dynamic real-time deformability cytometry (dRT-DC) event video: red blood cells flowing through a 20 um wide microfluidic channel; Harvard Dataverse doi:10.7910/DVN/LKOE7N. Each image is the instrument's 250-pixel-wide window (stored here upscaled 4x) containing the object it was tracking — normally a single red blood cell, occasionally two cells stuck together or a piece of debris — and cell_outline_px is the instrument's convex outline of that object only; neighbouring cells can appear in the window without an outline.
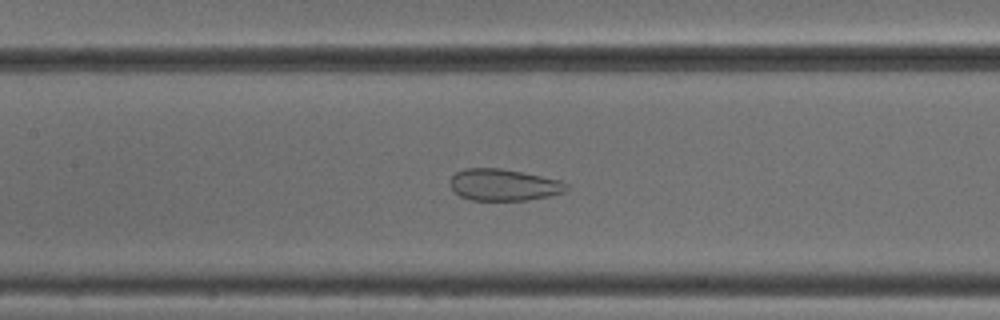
{"species": "common noctule bat (a hibernating species)", "species_latin": "Nyctalus noctula", "temperature_condition": "cold", "stored_images_in_passage": 39, "camera_frame_rate_fps": 3000, "um_per_image_px": 0.085, "animal": {"sex": "male", "body_mass_g": 18.8}, "frame": {"image": 1, "passage_image": 11, "time_ms": 3.333, "image_size_px": [1000, 320], "cell_outline_px": [[568, 188], [564, 192], [548, 196], [528, 200], [472, 200], [460, 196], [452, 188], [452, 176], [456, 172], [464, 168], [500, 168], [560, 180], [568, 184]], "centroid_in_image_um": [42.83, 15.71], "position_along_channel_um": 164.6, "area_um2": 21.21}}
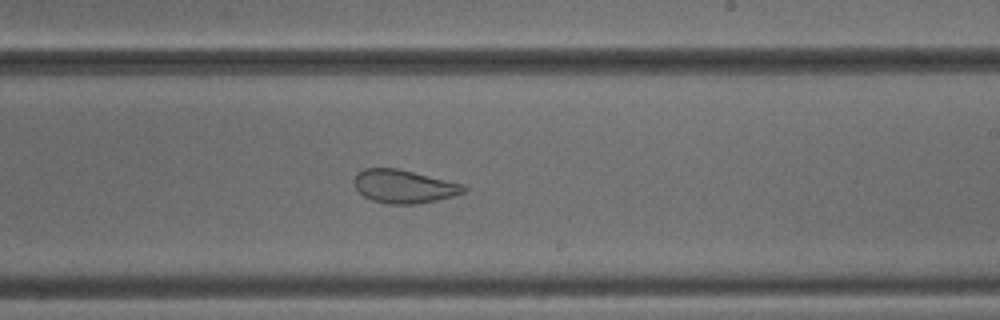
{"frame": {"image": 2, "passage_image": 18, "time_ms": 5.667, "image_size_px": [1000, 320], "cell_outline_px": [[468, 188], [464, 192], [452, 196], [436, 200], [416, 204], [388, 204], [372, 200], [364, 196], [356, 188], [356, 172], [364, 168], [396, 168], [464, 184]], "centroid_in_image_um": [34.34, 15.84], "position_along_channel_um": 254.7, "area_um2": 21.04}}
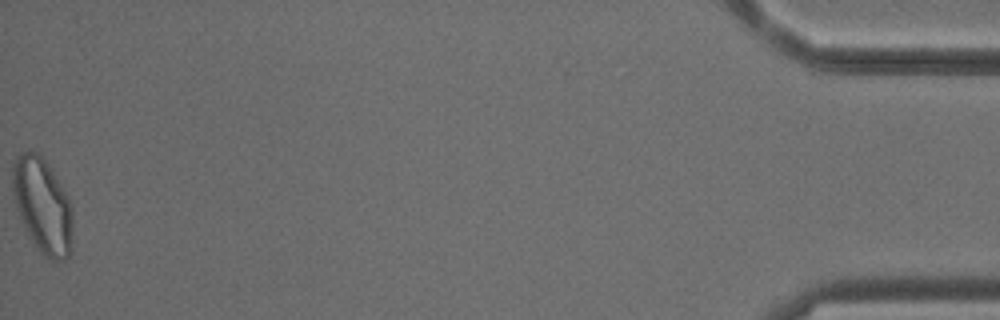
{"frame": {"image": 3, "passage_image": 39, "time_ms": 12.667, "image_size_px": [1000, 320], "cell_outline_px": [[72, 252], [64, 260], [48, 260], [36, 248], [28, 236], [24, 228], [16, 208], [12, 192], [12, 164], [20, 152], [28, 148], [36, 152], [48, 164], [68, 196], [72, 208]], "centroid_in_image_um": [3.6, 17.49], "position_along_channel_um": 431.6, "area_um2": 33.93}, "authors_computed_cell_mechanics": {"area_um2": 25.0852, "velocity_mm_per_s": 3.866, "shape_relaxation_time_tau1_ms": null, "shape_relaxation_time_tau2_ms": 1.0949, "deformation_change_tau1": null, "deformation_change_tau2": 0.0737}}